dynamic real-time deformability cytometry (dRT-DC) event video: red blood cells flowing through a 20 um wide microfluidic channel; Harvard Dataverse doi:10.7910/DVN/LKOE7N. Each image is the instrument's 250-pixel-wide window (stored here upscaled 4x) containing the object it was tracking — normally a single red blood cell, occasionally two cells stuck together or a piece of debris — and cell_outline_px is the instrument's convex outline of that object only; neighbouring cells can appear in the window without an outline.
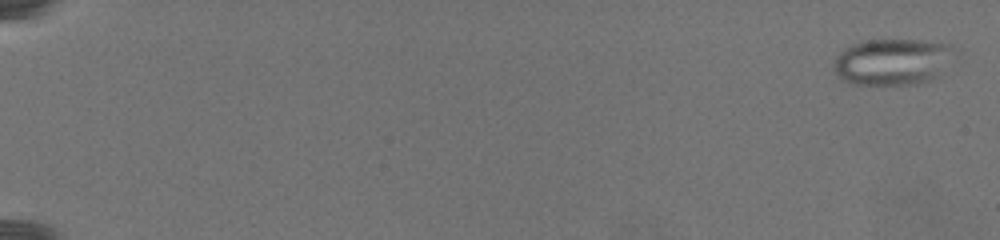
{"species": "common noctule bat (a hibernating species)", "species_latin": "Nyctalus noctula", "temperature_condition": "warm", "stored_images_in_passage": 31, "camera_frame_rate_fps": 3000, "um_per_image_px": 0.085, "animal": {"sex": "female", "body_mass_g": 19.5, "forearm_length_mm": 54.1}, "frame": {"image": 1, "passage_image": 2, "time_ms": 0.667, "image_size_px": [1000, 240], "cell_outline_px": [[960, 52], [928, 80], [916, 84], [852, 84], [840, 80], [832, 68], [832, 64], [836, 56], [844, 48], [860, 40], [920, 40], [952, 44], [960, 48]], "centroid_in_image_um": [75.84, 5.22], "position_along_channel_um": 9.2, "area_um2": 33.06}}
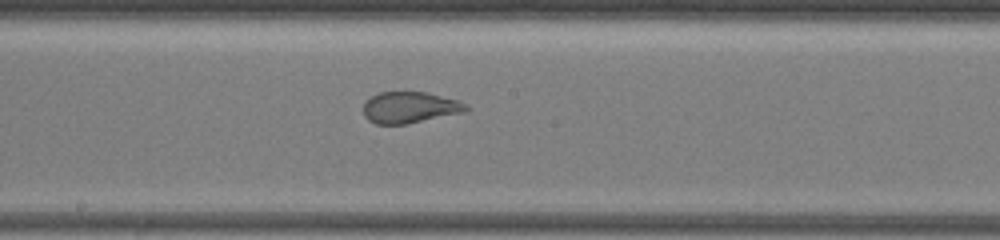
{"frame": {"image": 2, "passage_image": 22, "time_ms": 15.333, "image_size_px": [1000, 240], "cell_outline_px": [[472, 108], [464, 112], [404, 124], [376, 124], [368, 120], [364, 116], [364, 100], [380, 92], [428, 92], [456, 100]], "centroid_in_image_um": [34.8, 9.13], "position_along_channel_um": 213.4, "area_um2": 18.61}}
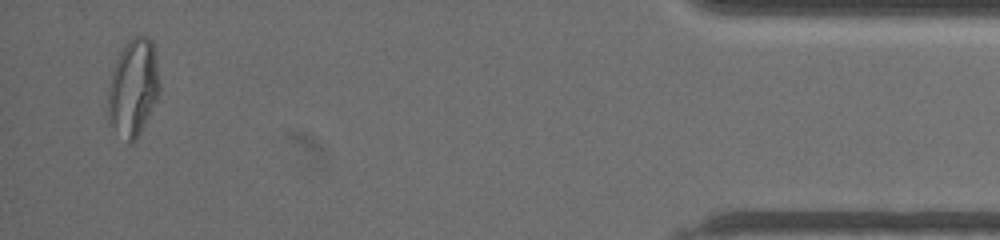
{"frame": {"image": 3, "passage_image": 31, "time_ms": 25.0, "image_size_px": [1000, 240], "cell_outline_px": [[160, 88], [156, 100], [136, 140], [132, 144], [128, 144], [108, 120], [108, 88], [112, 72], [116, 60], [120, 52], [128, 40], [132, 36], [148, 36], [152, 40], [156, 56], [160, 84]], "centroid_in_image_um": [11.33, 7.43], "position_along_channel_um": 423.9, "area_um2": 29.13}}